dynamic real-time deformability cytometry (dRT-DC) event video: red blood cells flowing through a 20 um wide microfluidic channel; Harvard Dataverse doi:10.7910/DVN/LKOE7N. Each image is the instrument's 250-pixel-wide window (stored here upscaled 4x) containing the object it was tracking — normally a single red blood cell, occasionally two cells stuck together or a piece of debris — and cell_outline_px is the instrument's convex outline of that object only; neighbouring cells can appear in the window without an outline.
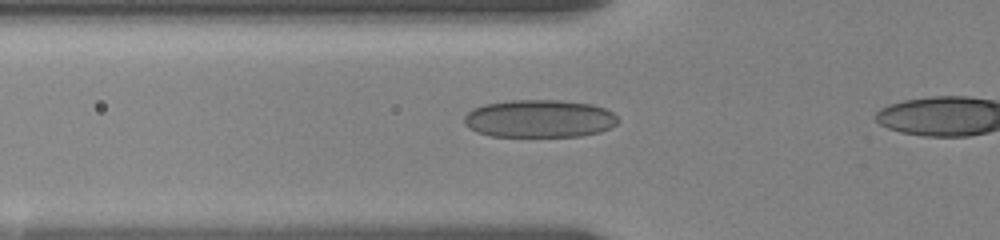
{"species": "human", "species_latin": "Homo sapiens", "temperature_condition": "room temperature", "stored_images_in_passage": 27, "camera_frame_rate_fps": 3000, "um_per_image_px": 0.085, "donor": {"sex": "female"}, "frame": {"image": 1, "passage_image": 22, "time_ms": 4.667, "image_size_px": [1000, 240], "cell_outline_px": [[616, 124], [600, 132], [580, 136], [492, 136], [476, 132], [468, 128], [464, 124], [464, 116], [472, 108], [484, 104], [512, 100], [560, 100], [592, 104], [604, 108], [612, 112], [616, 116]], "centroid_in_image_um": [45.8, 10.08], "position_along_channel_um": 80.0, "area_um2": 33.87}}